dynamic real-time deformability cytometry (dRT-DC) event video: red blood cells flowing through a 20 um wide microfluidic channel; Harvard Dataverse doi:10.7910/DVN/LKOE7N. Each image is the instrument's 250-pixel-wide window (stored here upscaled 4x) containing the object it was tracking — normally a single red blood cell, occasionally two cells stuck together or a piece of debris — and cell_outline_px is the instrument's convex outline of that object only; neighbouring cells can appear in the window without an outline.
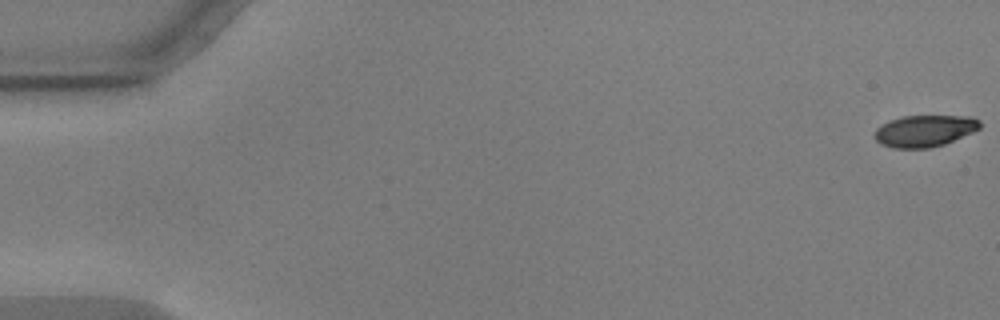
{"species": "common noctule bat (a hibernating species)", "species_latin": "Nyctalus noctula", "temperature_condition": "warm", "stored_images_in_passage": 57, "camera_frame_rate_fps": 3000, "um_per_image_px": 0.085, "animal": {"sex": "male", "body_mass_g": 17.9, "forearm_length_mm": 54.2}, "frame": {"image": 1, "passage_image": 1, "time_ms": 0.0, "image_size_px": [1000, 320], "cell_outline_px": [[980, 128], [972, 132], [944, 144], [928, 148], [892, 148], [880, 144], [876, 140], [876, 128], [888, 120], [904, 116], [972, 116], [980, 120]], "centroid_in_image_um": [78.58, 11.12], "position_along_channel_um": 6.4, "area_um2": 19.36}}
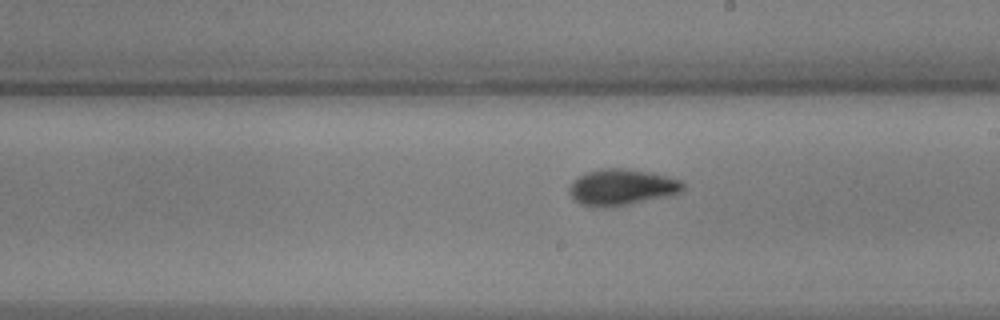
{"frame": {"image": 2, "passage_image": 33, "time_ms": 10.667, "image_size_px": [1000, 320], "cell_outline_px": [[684, 188], [680, 192], [664, 196], [628, 204], [600, 208], [596, 208], [580, 204], [568, 192], [568, 188], [580, 176], [588, 172], [600, 168], [624, 168], [652, 172], [680, 180], [684, 184]], "centroid_in_image_um": [52.83, 15.9], "position_along_channel_um": 236.2, "area_um2": 23.64}}
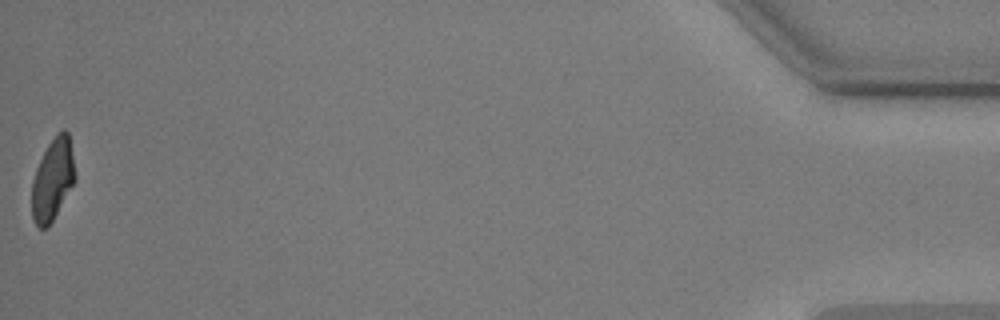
{"frame": {"image": 3, "passage_image": 57, "time_ms": 18.667, "image_size_px": [1000, 320], "cell_outline_px": [[76, 180], [48, 228], [40, 228], [32, 220], [32, 180], [36, 168], [48, 144], [64, 128], [68, 132], [76, 176]], "centroid_in_image_um": [4.47, 15.3], "position_along_channel_um": 430.7, "area_um2": 20.46}, "authors_computed_cell_mechanics": {"area_um2": 21.9062, "velocity_mm_per_s": 3.5968, "shape_relaxation_time_tau1_ms": 3.977, "shape_relaxation_time_tau2_ms": 2.8254, "deformation_change_tau1": 0.1576, "deformation_change_tau2": 0.0768}}